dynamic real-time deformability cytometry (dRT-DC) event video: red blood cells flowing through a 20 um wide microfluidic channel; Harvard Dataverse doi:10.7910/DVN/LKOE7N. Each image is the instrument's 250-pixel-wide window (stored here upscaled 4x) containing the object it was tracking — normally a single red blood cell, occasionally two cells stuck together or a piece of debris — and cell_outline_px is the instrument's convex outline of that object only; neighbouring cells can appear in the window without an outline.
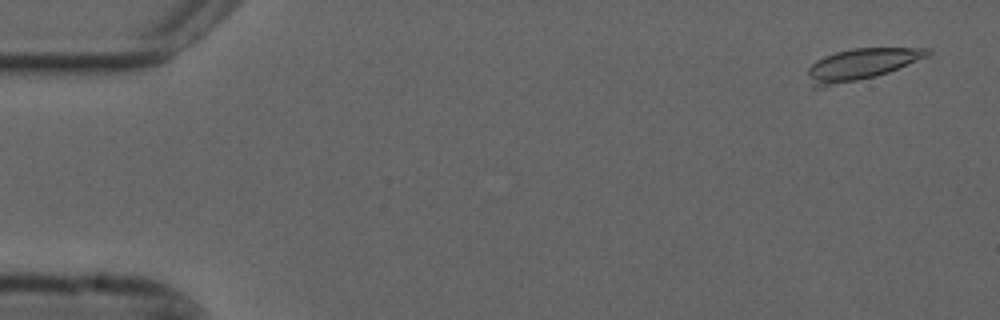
{"species": "common noctule bat (a hibernating species)", "species_latin": "Nyctalus noctula", "temperature_condition": "cold", "stored_images_in_passage": 57, "camera_frame_rate_fps": 3000, "um_per_image_px": 0.085, "animal": {"sex": "male", "forearm_length_mm": 52.5}, "frame": {"image": 1, "passage_image": 3, "time_ms": 0.667, "image_size_px": [1000, 320], "cell_outline_px": [[932, 52], [928, 56], [888, 72], [876, 76], [820, 88], [812, 88], [808, 76], [808, 68], [816, 60], [824, 56], [836, 52], [852, 48], [932, 48]], "centroid_in_image_um": [73.17, 5.47], "position_along_channel_um": 11.8, "area_um2": 21.85}}
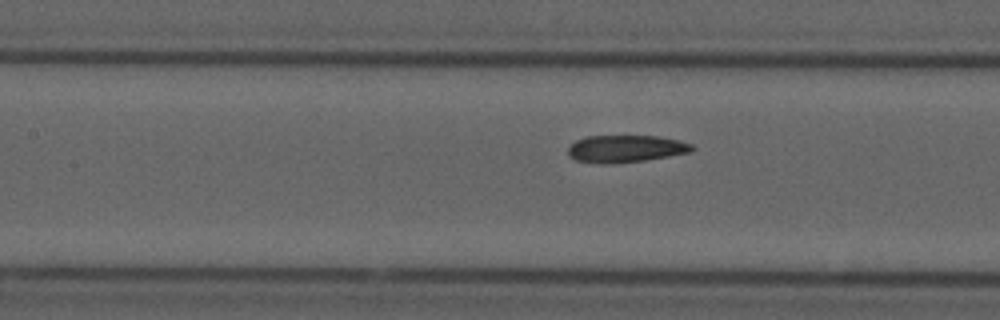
{"frame": {"image": 2, "passage_image": 25, "time_ms": 8.0, "image_size_px": [1000, 320], "cell_outline_px": [[696, 148], [692, 152], [644, 160], [608, 164], [600, 164], [576, 160], [568, 156], [568, 148], [576, 140], [584, 136], [656, 136], [676, 140], [692, 144]], "centroid_in_image_um": [53.16, 12.64], "position_along_channel_um": 154.2, "area_um2": 19.65}}
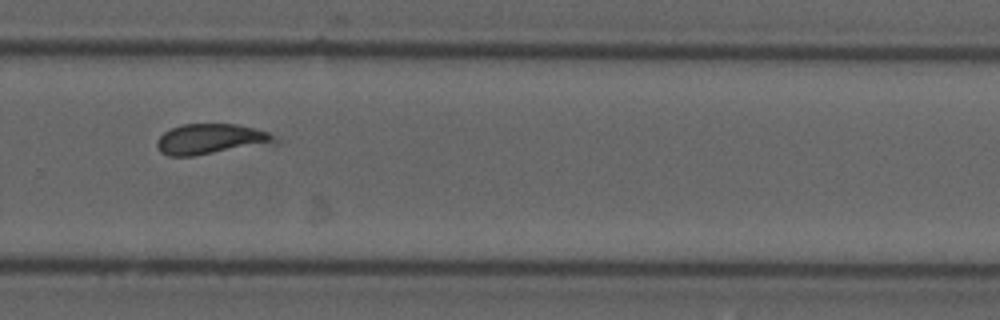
{"frame": {"image": 3, "passage_image": 38, "time_ms": 12.333, "image_size_px": [1000, 320], "cell_outline_px": [[280, 144], [192, 156], [168, 156], [160, 152], [156, 144], [156, 140], [164, 132], [172, 128], [184, 124], [236, 124], [268, 132]], "centroid_in_image_um": [17.95, 11.85], "position_along_channel_um": 311.8, "area_um2": 21.15}}